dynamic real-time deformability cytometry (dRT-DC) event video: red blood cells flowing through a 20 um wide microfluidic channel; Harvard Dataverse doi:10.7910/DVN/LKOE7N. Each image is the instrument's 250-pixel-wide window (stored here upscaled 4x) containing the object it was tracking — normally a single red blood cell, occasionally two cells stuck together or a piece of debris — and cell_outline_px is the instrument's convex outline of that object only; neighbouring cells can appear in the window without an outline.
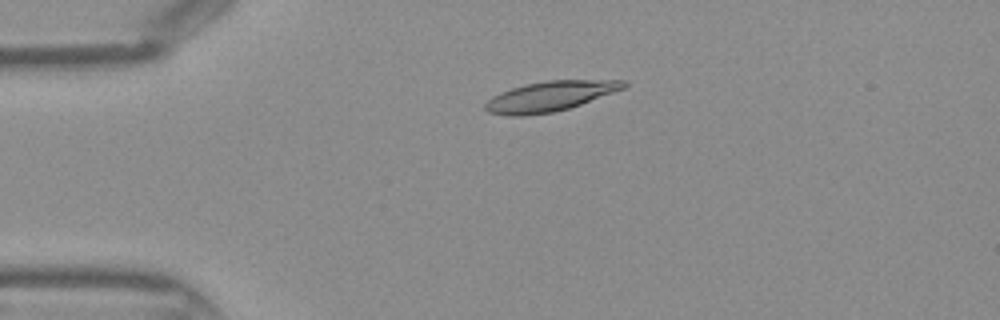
{"species": "Egyptian fruit bat (a non-hibernating species)", "species_latin": "Rousettus aegyptiacus", "temperature_condition": "warm", "stored_images_in_passage": 44, "camera_frame_rate_fps": 3000, "um_per_image_px": 0.085, "frame": {"image": 1, "passage_image": 10, "time_ms": 3.0, "image_size_px": [1000, 320], "cell_outline_px": [[628, 84], [624, 88], [580, 104], [568, 108], [552, 112], [524, 116], [508, 116], [488, 112], [484, 108], [484, 104], [492, 96], [500, 92], [524, 84], [548, 80], [628, 80]], "centroid_in_image_um": [46.71, 8.18], "position_along_channel_um": 38.3, "area_um2": 24.1}}
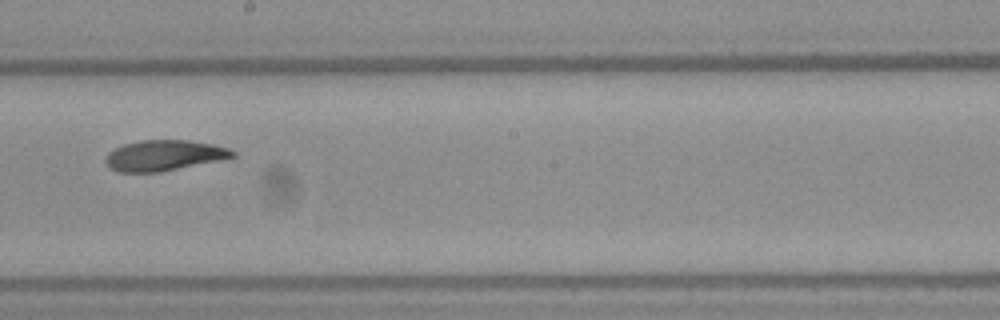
{"frame": {"image": 2, "passage_image": 25, "time_ms": 8.0, "image_size_px": [1000, 320], "cell_outline_px": [[236, 156], [160, 172], [120, 172], [112, 168], [104, 160], [108, 152], [124, 144], [140, 140], [188, 140], [212, 144], [228, 148], [236, 152]], "centroid_in_image_um": [13.93, 13.2], "position_along_channel_um": 234.3, "area_um2": 22.31}}
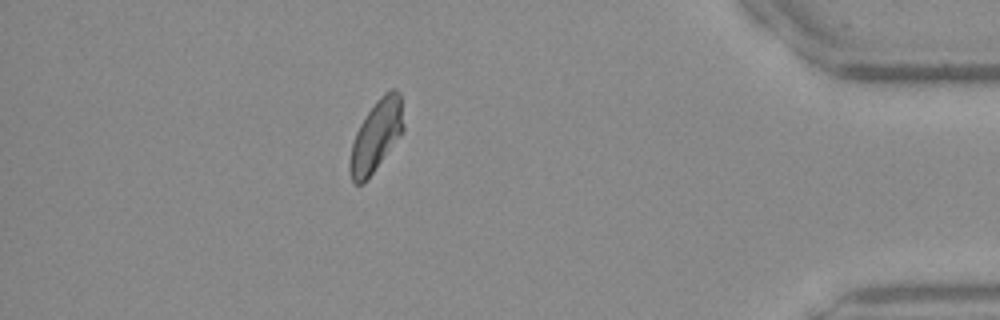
{"frame": {"image": 3, "passage_image": 39, "time_ms": 12.667, "image_size_px": [1000, 320], "cell_outline_px": [[404, 128], [400, 136], [364, 184], [352, 184], [348, 168], [348, 164], [352, 144], [356, 132], [360, 124], [376, 100], [384, 92], [392, 88], [396, 88], [400, 92], [404, 124]], "centroid_in_image_um": [31.96, 11.55], "position_along_channel_um": 403.2, "area_um2": 22.37}}